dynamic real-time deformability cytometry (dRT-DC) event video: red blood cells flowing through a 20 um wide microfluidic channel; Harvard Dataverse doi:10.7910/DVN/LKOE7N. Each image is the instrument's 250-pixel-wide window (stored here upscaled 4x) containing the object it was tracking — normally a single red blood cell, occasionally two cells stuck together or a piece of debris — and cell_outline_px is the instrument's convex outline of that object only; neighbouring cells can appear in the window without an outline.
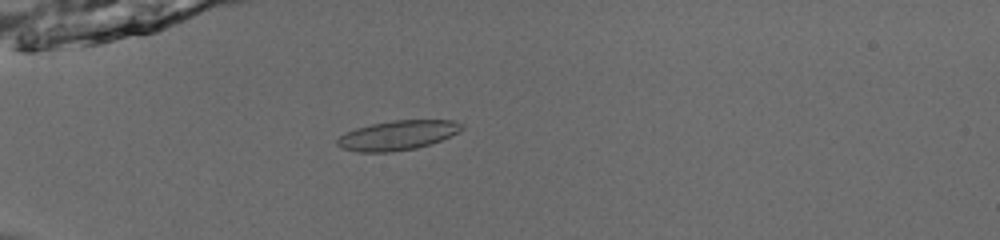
{"species": "common noctule bat (a hibernating species)", "species_latin": "Nyctalus noctula", "temperature_condition": "room temperature", "stored_images_in_passage": 53, "camera_frame_rate_fps": 3000, "um_per_image_px": 0.085, "animal": {"sex": "male", "body_mass_g": 13.0, "forearm_length_mm": 53.1}, "frame": {"image": 1, "passage_image": 17, "time_ms": 5.333, "image_size_px": [1000, 240], "cell_outline_px": [[464, 128], [440, 140], [416, 148], [388, 152], [356, 152], [340, 148], [336, 144], [336, 140], [344, 132], [356, 128], [372, 124], [392, 120], [452, 120], [464, 124]], "centroid_in_image_um": [33.73, 11.5], "position_along_channel_um": 51.3, "area_um2": 21.33}}
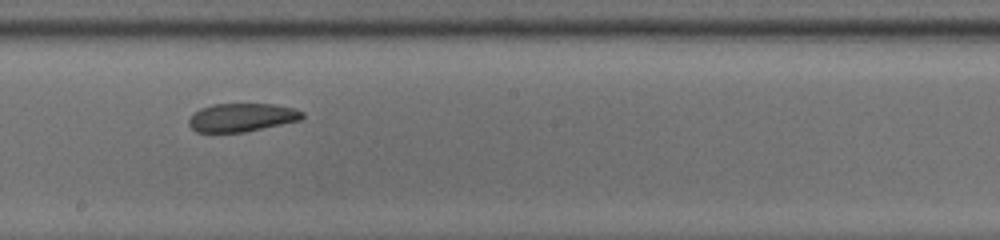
{"frame": {"image": 2, "passage_image": 32, "time_ms": 10.333, "image_size_px": [1000, 240], "cell_outline_px": [[304, 116], [300, 120], [244, 132], [196, 132], [188, 124], [188, 120], [200, 108], [212, 104], [276, 104], [296, 108], [304, 112]], "centroid_in_image_um": [20.58, 9.97], "position_along_channel_um": 227.6, "area_um2": 18.73}}
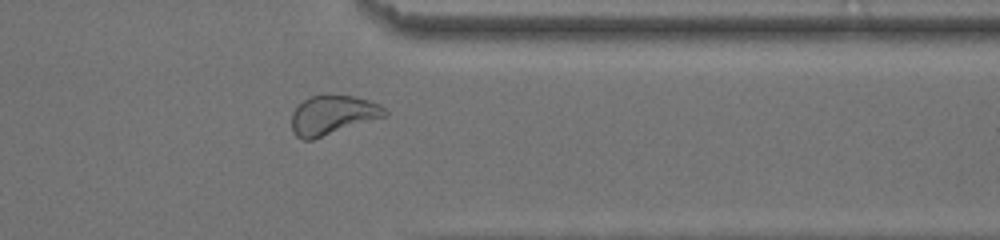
{"frame": {"image": 3, "passage_image": 44, "time_ms": 14.333, "image_size_px": [1000, 240], "cell_outline_px": [[388, 116], [312, 140], [300, 140], [292, 132], [292, 112], [304, 100], [312, 96], [352, 96], [368, 100], [380, 104], [388, 112]], "centroid_in_image_um": [28.29, 9.81], "position_along_channel_um": 383.1, "area_um2": 21.27}, "authors_computed_cell_mechanics": {"area_um2": 21.097, "velocity_mm_per_s": 3.921, "shape_relaxation_time_tau1_ms": null, "shape_relaxation_time_tau2_ms": 3.5021, "deformation_change_tau1": null, "deformation_change_tau2": 0.0962}}